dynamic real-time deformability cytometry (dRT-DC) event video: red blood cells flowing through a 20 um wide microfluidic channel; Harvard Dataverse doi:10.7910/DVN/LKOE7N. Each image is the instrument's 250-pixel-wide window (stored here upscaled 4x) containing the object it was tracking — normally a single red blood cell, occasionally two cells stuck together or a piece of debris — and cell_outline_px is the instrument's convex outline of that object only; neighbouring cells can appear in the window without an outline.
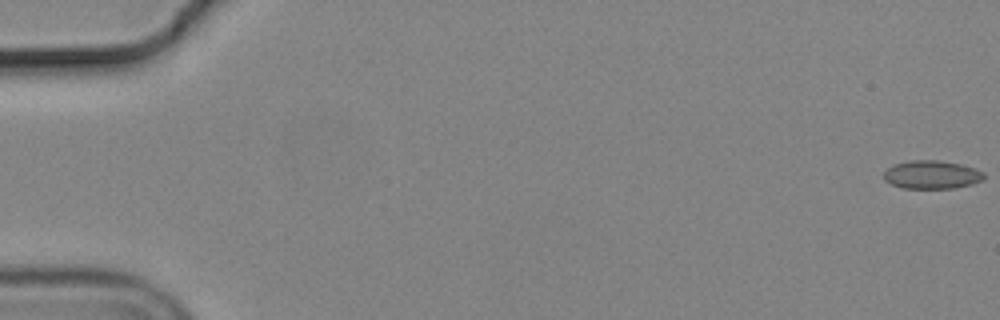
{"species": "common noctule bat (a hibernating species)", "species_latin": "Nyctalus noctula", "temperature_condition": "cold", "stored_images_in_passage": 16, "camera_frame_rate_fps": 3000, "um_per_image_px": 0.085, "animal": {"sex": "male", "body_mass_g": 19.2, "forearm_length_mm": 51.8}, "frame": {"image": 1, "passage_image": 1, "time_ms": 0.0, "image_size_px": [1000, 320], "cell_outline_px": [[984, 180], [972, 184], [952, 188], [904, 188], [892, 184], [884, 180], [884, 172], [892, 164], [908, 160], [940, 160], [960, 164], [984, 172]], "centroid_in_image_um": [79.18, 14.84], "position_along_channel_um": 5.8, "area_um2": 16.53}}
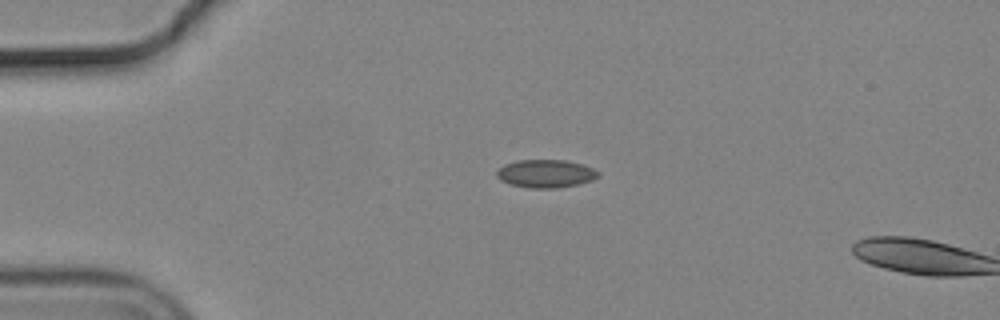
{"frame": {"image": 2, "passage_image": 14, "time_ms": 4.333, "image_size_px": [1000, 320], "cell_outline_px": [[600, 176], [592, 180], [580, 184], [556, 188], [528, 188], [508, 184], [500, 180], [496, 176], [496, 172], [504, 164], [516, 160], [564, 160], [584, 164], [600, 172]], "centroid_in_image_um": [46.39, 14.76], "position_along_channel_um": 38.6, "area_um2": 16.82}}